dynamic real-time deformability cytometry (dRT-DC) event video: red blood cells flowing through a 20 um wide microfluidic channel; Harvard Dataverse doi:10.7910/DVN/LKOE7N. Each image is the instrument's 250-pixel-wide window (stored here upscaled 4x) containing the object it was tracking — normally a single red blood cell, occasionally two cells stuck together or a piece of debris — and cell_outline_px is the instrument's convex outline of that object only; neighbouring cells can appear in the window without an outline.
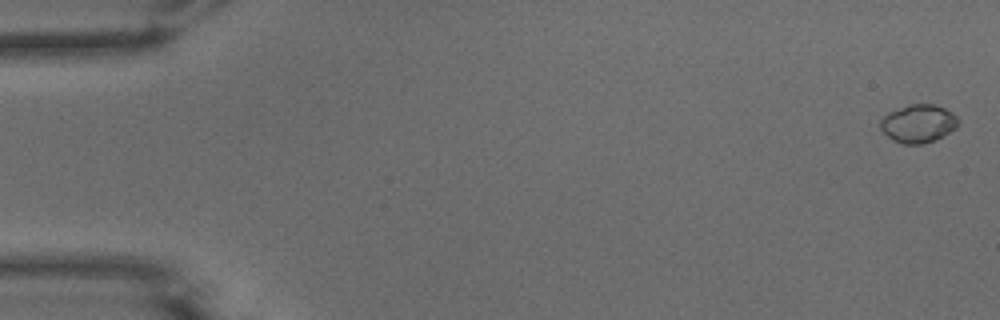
{"species": "common noctule bat (a hibernating species)", "species_latin": "Nyctalus noctula", "temperature_condition": "warm", "stored_images_in_passage": 53, "camera_frame_rate_fps": 3000, "um_per_image_px": 0.085, "animal": {"sex": "male", "body_mass_g": 15.6}, "frame": {"image": 1, "passage_image": 2, "time_ms": 0.333, "image_size_px": [1000, 320], "cell_outline_px": [[960, 120], [956, 128], [932, 140], [920, 144], [904, 144], [892, 140], [880, 128], [880, 120], [888, 112], [908, 104], [932, 104], [944, 108], [952, 112]], "centroid_in_image_um": [78.03, 10.48], "position_along_channel_um": 7.0, "area_um2": 17.11}}
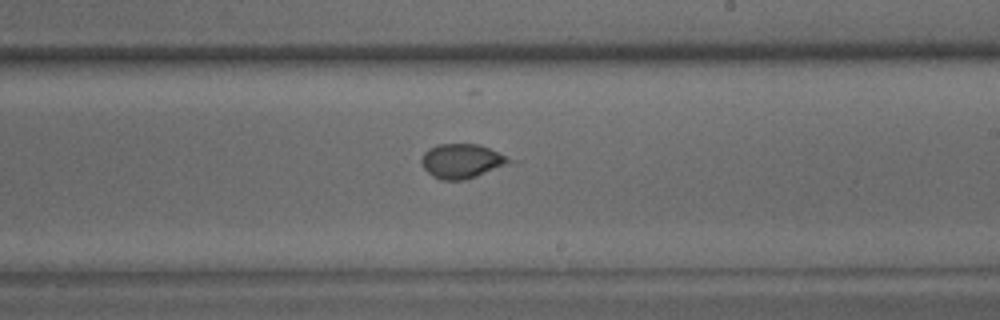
{"frame": {"image": 2, "passage_image": 32, "time_ms": 10.333, "image_size_px": [1000, 320], "cell_outline_px": [[512, 160], [504, 164], [476, 176], [464, 180], [440, 180], [432, 176], [424, 168], [420, 160], [424, 152], [428, 148], [436, 144], [476, 144], [488, 148]], "centroid_in_image_um": [39.13, 13.69], "position_along_channel_um": 249.9, "area_um2": 17.11}}
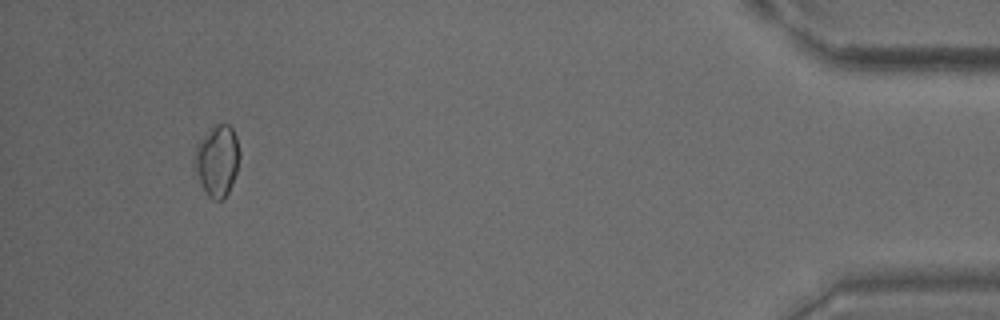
{"frame": {"image": 3, "passage_image": 50, "time_ms": 16.333, "image_size_px": [1000, 320], "cell_outline_px": [[240, 156], [236, 172], [232, 184], [228, 192], [220, 200], [212, 200], [208, 196], [192, 164], [192, 160], [196, 144], [216, 124], [228, 124], [232, 128], [236, 136], [240, 152]], "centroid_in_image_um": [18.45, 13.64], "position_along_channel_um": 416.7, "area_um2": 18.61}}